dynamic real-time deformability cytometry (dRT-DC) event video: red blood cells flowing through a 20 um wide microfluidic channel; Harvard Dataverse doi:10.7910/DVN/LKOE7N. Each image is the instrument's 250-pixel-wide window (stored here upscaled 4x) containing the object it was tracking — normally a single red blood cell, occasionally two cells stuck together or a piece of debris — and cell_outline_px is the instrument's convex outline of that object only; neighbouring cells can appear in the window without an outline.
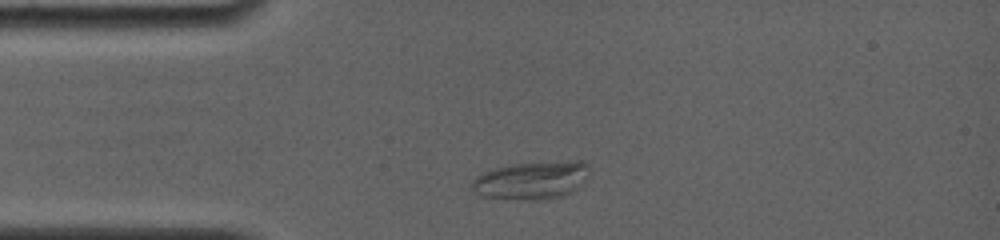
{"species": "common noctule bat (a hibernating species)", "species_latin": "Nyctalus noctula", "temperature_condition": "room temperature", "stored_images_in_passage": 2, "camera_frame_rate_fps": 4000, "um_per_image_px": 0.085, "animal": {"sex": "female", "body_mass_g": 19.0, "forearm_length_mm": 56.7}, "frame": {"image": 1, "passage_image": 1, "time_ms": 0.0, "image_size_px": [1000, 240], "cell_outline_px": [[588, 176], [572, 192], [564, 196], [548, 200], [524, 200], [480, 196], [472, 188], [472, 180], [476, 176], [492, 168], [512, 164], [572, 160], [584, 160], [588, 164]], "centroid_in_image_um": [45.2, 15.32], "position_along_channel_um": 39.8, "area_um2": 26.3}}